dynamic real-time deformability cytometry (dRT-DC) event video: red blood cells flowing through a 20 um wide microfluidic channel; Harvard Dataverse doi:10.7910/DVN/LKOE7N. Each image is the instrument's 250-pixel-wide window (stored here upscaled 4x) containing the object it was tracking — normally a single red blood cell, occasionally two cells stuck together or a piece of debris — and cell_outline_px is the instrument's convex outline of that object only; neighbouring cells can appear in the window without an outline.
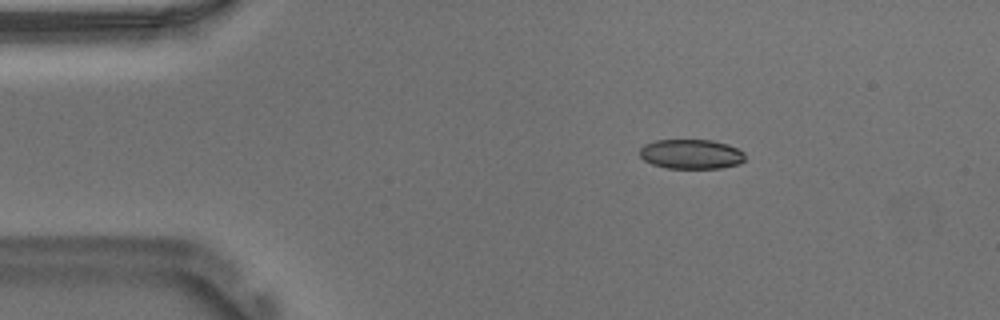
{"species": "Egyptian fruit bat (a non-hibernating species)", "species_latin": "Rousettus aegyptiacus", "temperature_condition": "warm", "stored_images_in_passage": 46, "camera_frame_rate_fps": 3000, "um_per_image_px": 0.085, "animal": {"sex": "male"}, "frame": {"image": 1, "passage_image": 1, "time_ms": 0.0, "image_size_px": [1000, 320], "cell_outline_px": [[744, 160], [740, 164], [720, 168], [668, 168], [652, 164], [644, 160], [640, 156], [640, 148], [644, 144], [656, 140], [712, 140], [728, 144], [744, 152]], "centroid_in_image_um": [58.75, 13.1], "position_along_channel_um": 26.3, "area_um2": 18.21}}
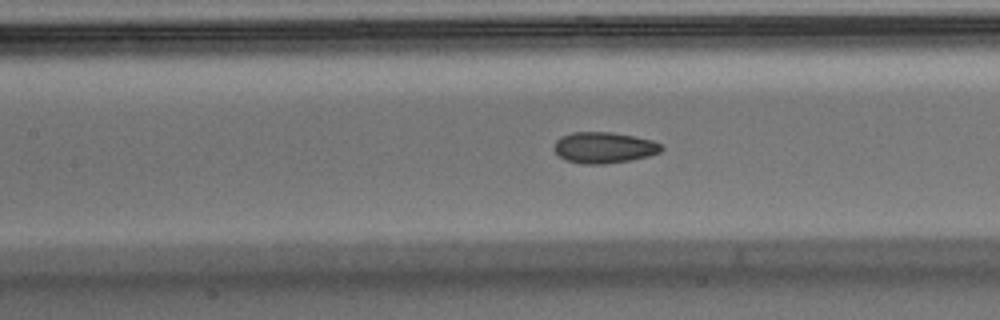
{"frame": {"image": 2, "passage_image": 16, "time_ms": 5.0, "image_size_px": [1000, 320], "cell_outline_px": [[664, 148], [660, 152], [648, 156], [628, 160], [604, 164], [584, 164], [564, 160], [552, 148], [556, 140], [560, 136], [572, 132], [612, 132], [652, 140], [660, 144]], "centroid_in_image_um": [51.29, 12.54], "position_along_channel_um": 156.1, "area_um2": 19.42}}
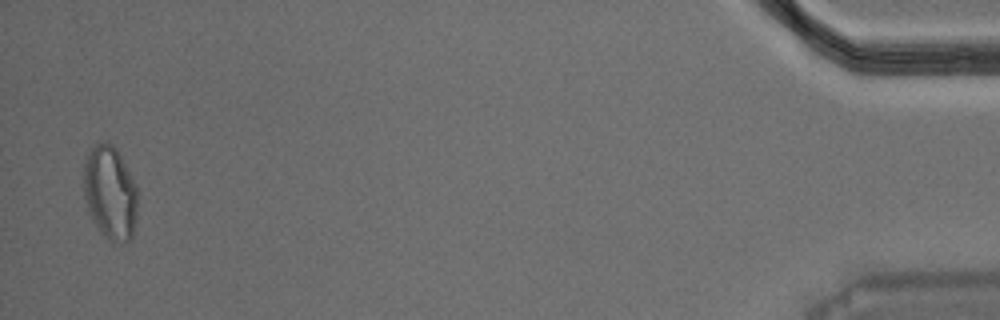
{"frame": {"image": 3, "passage_image": 45, "time_ms": 14.667, "image_size_px": [1000, 320], "cell_outline_px": [[136, 216], [132, 236], [124, 244], [120, 244], [108, 240], [100, 232], [88, 208], [80, 184], [84, 160], [96, 140], [108, 140], [116, 148], [136, 184]], "centroid_in_image_um": [9.31, 16.32], "position_along_channel_um": 425.9, "area_um2": 30.06}, "authors_computed_cell_mechanics": {"area_um2": 19.6231, "velocity_mm_per_s": 3.7215, "shape_relaxation_time_tau1_ms": null, "shape_relaxation_time_tau2_ms": 1.5329, "deformation_change_tau1": null, "deformation_change_tau2": 0.0473}}